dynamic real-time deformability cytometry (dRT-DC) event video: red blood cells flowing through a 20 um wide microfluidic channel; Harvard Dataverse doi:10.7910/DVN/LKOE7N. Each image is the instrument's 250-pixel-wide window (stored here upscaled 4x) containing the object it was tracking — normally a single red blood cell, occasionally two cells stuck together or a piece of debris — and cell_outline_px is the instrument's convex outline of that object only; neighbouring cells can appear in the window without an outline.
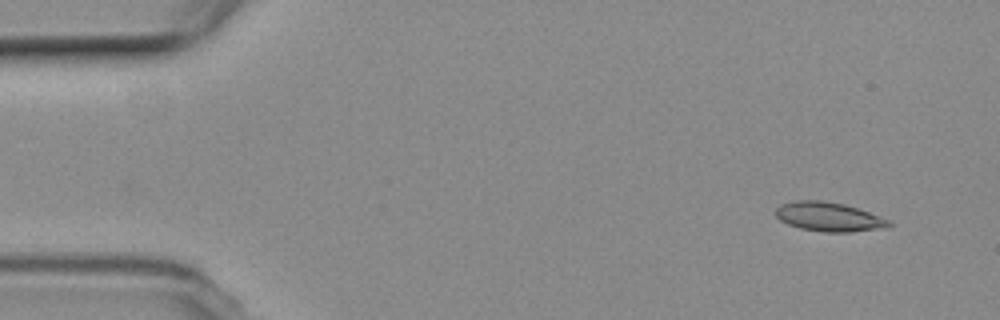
{"species": "common noctule bat (a hibernating species)", "species_latin": "Nyctalus noctula", "temperature_condition": "room temperature", "stored_images_in_passage": 45, "camera_frame_rate_fps": 3000, "um_per_image_px": 0.085, "animal": {"sex": "female", "body_mass_g": 19.3, "forearm_length_mm": 54.1}, "frame": {"image": 1, "passage_image": 1, "time_ms": 0.0, "image_size_px": [1000, 320], "cell_outline_px": [[892, 224], [884, 228], [852, 232], [824, 232], [800, 228], [788, 224], [780, 220], [776, 216], [776, 208], [780, 204], [792, 200], [824, 200], [844, 204], [892, 220]], "centroid_in_image_um": [70.44, 18.42], "position_along_channel_um": 14.6, "area_um2": 19.36}}
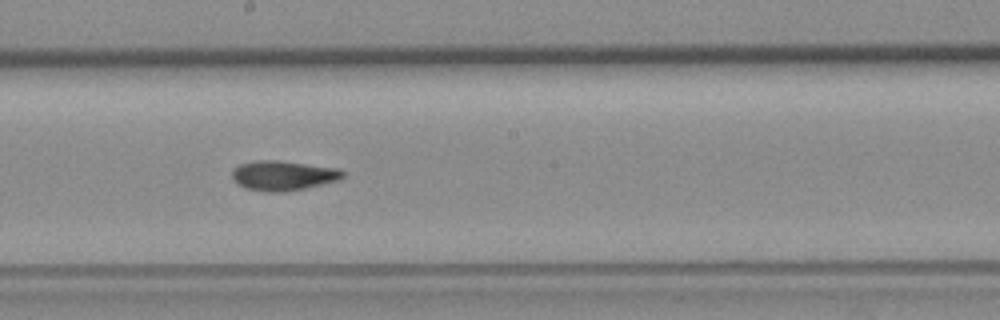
{"frame": {"image": 2, "passage_image": 26, "time_ms": 8.333, "image_size_px": [1000, 320], "cell_outline_px": [[344, 176], [340, 180], [288, 192], [268, 192], [244, 188], [236, 184], [232, 180], [232, 172], [240, 164], [256, 160], [276, 160], [336, 168], [344, 172]], "centroid_in_image_um": [24.04, 14.94], "position_along_channel_um": 224.2, "area_um2": 19.25}}
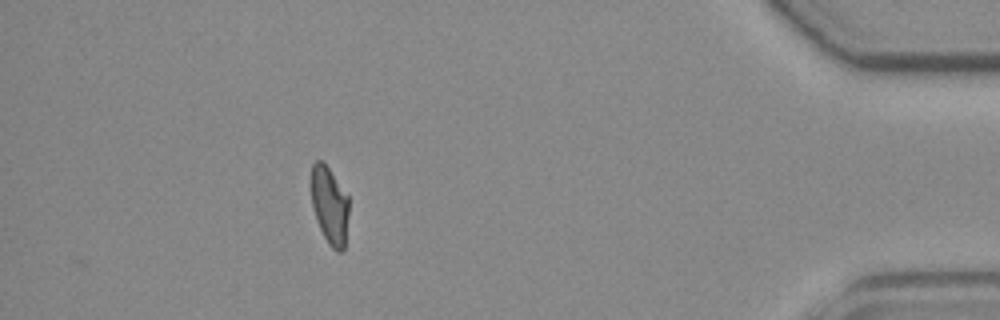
{"frame": {"image": 3, "passage_image": 45, "time_ms": 14.667, "image_size_px": [1000, 320], "cell_outline_px": [[348, 216], [344, 248], [340, 252], [336, 252], [328, 244], [316, 220], [312, 208], [312, 164], [316, 160], [320, 160], [328, 168], [348, 196]], "centroid_in_image_um": [28.01, 17.5], "position_along_channel_um": 407.2, "area_um2": 16.76}, "authors_computed_cell_mechanics": {"area_um2": 18.6116, "velocity_mm_per_s": 3.7966, "shape_relaxation_time_tau1_ms": 8.0968, "shape_relaxation_time_tau2_ms": 3.2409, "deformation_change_tau1": 0.2106, "deformation_change_tau2": 0.0929}}